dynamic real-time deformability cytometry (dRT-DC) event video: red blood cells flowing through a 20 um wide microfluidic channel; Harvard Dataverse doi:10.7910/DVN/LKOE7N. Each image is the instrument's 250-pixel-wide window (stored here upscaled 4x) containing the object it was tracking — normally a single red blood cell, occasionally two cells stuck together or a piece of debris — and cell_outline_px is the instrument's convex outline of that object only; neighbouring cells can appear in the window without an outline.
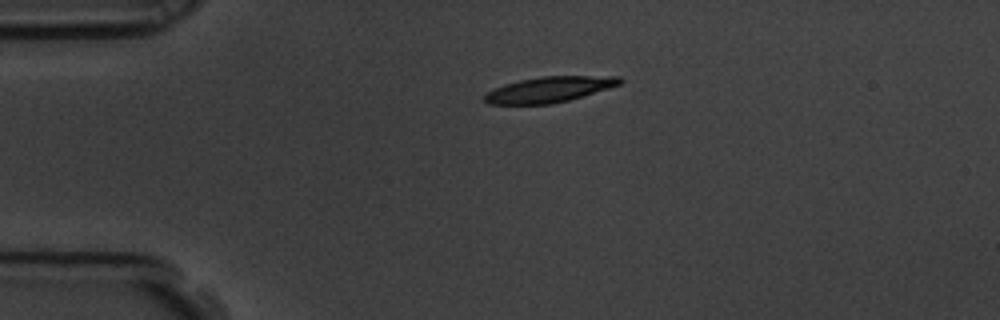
{"species": "common noctule bat (a hibernating species)", "species_latin": "Nyctalus noctula", "temperature_condition": "room temperature", "stored_images_in_passage": 2, "camera_frame_rate_fps": 3000, "um_per_image_px": 0.085, "animal": {"sex": "male", "body_mass_g": 19.5, "forearm_length_mm": 54.6}, "frame": {"image": 1, "passage_image": 1, "time_ms": 0.0, "image_size_px": [1000, 320], "cell_outline_px": [[624, 80], [620, 84], [608, 88], [568, 100], [552, 104], [488, 104], [484, 100], [484, 96], [488, 92], [504, 84], [520, 80], [540, 76], [620, 76]], "centroid_in_image_um": [46.69, 7.6], "position_along_channel_um": 38.3, "area_um2": 20.0}}